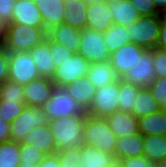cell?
<instances>
[{
    "mask_svg": "<svg viewBox=\"0 0 166 167\" xmlns=\"http://www.w3.org/2000/svg\"><path fill=\"white\" fill-rule=\"evenodd\" d=\"M86 115H70L49 122L56 153L59 150L80 148L84 144Z\"/></svg>",
    "mask_w": 166,
    "mask_h": 167,
    "instance_id": "6da1fadb",
    "label": "cell"
},
{
    "mask_svg": "<svg viewBox=\"0 0 166 167\" xmlns=\"http://www.w3.org/2000/svg\"><path fill=\"white\" fill-rule=\"evenodd\" d=\"M46 38L43 27L7 24L2 46L8 52H30Z\"/></svg>",
    "mask_w": 166,
    "mask_h": 167,
    "instance_id": "7a4b0ae2",
    "label": "cell"
},
{
    "mask_svg": "<svg viewBox=\"0 0 166 167\" xmlns=\"http://www.w3.org/2000/svg\"><path fill=\"white\" fill-rule=\"evenodd\" d=\"M117 136L109 128L105 118L86 115L84 144L109 153L115 158Z\"/></svg>",
    "mask_w": 166,
    "mask_h": 167,
    "instance_id": "3957f363",
    "label": "cell"
},
{
    "mask_svg": "<svg viewBox=\"0 0 166 167\" xmlns=\"http://www.w3.org/2000/svg\"><path fill=\"white\" fill-rule=\"evenodd\" d=\"M42 110L49 122L70 115H87L86 111L63 86H54L51 96Z\"/></svg>",
    "mask_w": 166,
    "mask_h": 167,
    "instance_id": "277c9868",
    "label": "cell"
},
{
    "mask_svg": "<svg viewBox=\"0 0 166 167\" xmlns=\"http://www.w3.org/2000/svg\"><path fill=\"white\" fill-rule=\"evenodd\" d=\"M161 15L140 16L132 25L126 26L130 35V41L151 50L157 47L158 36L161 25Z\"/></svg>",
    "mask_w": 166,
    "mask_h": 167,
    "instance_id": "5b68a950",
    "label": "cell"
},
{
    "mask_svg": "<svg viewBox=\"0 0 166 167\" xmlns=\"http://www.w3.org/2000/svg\"><path fill=\"white\" fill-rule=\"evenodd\" d=\"M49 124L42 108L25 106L22 113L10 123L11 141L22 143L24 138L35 128Z\"/></svg>",
    "mask_w": 166,
    "mask_h": 167,
    "instance_id": "8992f818",
    "label": "cell"
},
{
    "mask_svg": "<svg viewBox=\"0 0 166 167\" xmlns=\"http://www.w3.org/2000/svg\"><path fill=\"white\" fill-rule=\"evenodd\" d=\"M120 79L96 89L93 102L86 113L92 117L106 118L118 111Z\"/></svg>",
    "mask_w": 166,
    "mask_h": 167,
    "instance_id": "52a82bcc",
    "label": "cell"
},
{
    "mask_svg": "<svg viewBox=\"0 0 166 167\" xmlns=\"http://www.w3.org/2000/svg\"><path fill=\"white\" fill-rule=\"evenodd\" d=\"M90 64L110 61L111 53L105 44L103 33L85 28L81 31L78 52Z\"/></svg>",
    "mask_w": 166,
    "mask_h": 167,
    "instance_id": "ba28073f",
    "label": "cell"
},
{
    "mask_svg": "<svg viewBox=\"0 0 166 167\" xmlns=\"http://www.w3.org/2000/svg\"><path fill=\"white\" fill-rule=\"evenodd\" d=\"M8 57L9 80L24 85L41 77L30 52H8Z\"/></svg>",
    "mask_w": 166,
    "mask_h": 167,
    "instance_id": "9c48e42d",
    "label": "cell"
},
{
    "mask_svg": "<svg viewBox=\"0 0 166 167\" xmlns=\"http://www.w3.org/2000/svg\"><path fill=\"white\" fill-rule=\"evenodd\" d=\"M90 63L79 53H74L71 59L60 63L55 69V74L51 79L55 86L65 87L69 83L81 80L86 77Z\"/></svg>",
    "mask_w": 166,
    "mask_h": 167,
    "instance_id": "30bf717a",
    "label": "cell"
},
{
    "mask_svg": "<svg viewBox=\"0 0 166 167\" xmlns=\"http://www.w3.org/2000/svg\"><path fill=\"white\" fill-rule=\"evenodd\" d=\"M153 63L152 49L145 50L132 69H129L121 79L141 88L149 87L156 79Z\"/></svg>",
    "mask_w": 166,
    "mask_h": 167,
    "instance_id": "8fae6325",
    "label": "cell"
},
{
    "mask_svg": "<svg viewBox=\"0 0 166 167\" xmlns=\"http://www.w3.org/2000/svg\"><path fill=\"white\" fill-rule=\"evenodd\" d=\"M146 49L130 42L111 53L110 63L116 74L122 78L136 64Z\"/></svg>",
    "mask_w": 166,
    "mask_h": 167,
    "instance_id": "7c38bea8",
    "label": "cell"
},
{
    "mask_svg": "<svg viewBox=\"0 0 166 167\" xmlns=\"http://www.w3.org/2000/svg\"><path fill=\"white\" fill-rule=\"evenodd\" d=\"M55 84L51 79L40 77L23 85L26 106L42 108L51 96Z\"/></svg>",
    "mask_w": 166,
    "mask_h": 167,
    "instance_id": "4fadbf2b",
    "label": "cell"
},
{
    "mask_svg": "<svg viewBox=\"0 0 166 167\" xmlns=\"http://www.w3.org/2000/svg\"><path fill=\"white\" fill-rule=\"evenodd\" d=\"M9 24L43 27V19L35 0H16Z\"/></svg>",
    "mask_w": 166,
    "mask_h": 167,
    "instance_id": "5bb4252c",
    "label": "cell"
},
{
    "mask_svg": "<svg viewBox=\"0 0 166 167\" xmlns=\"http://www.w3.org/2000/svg\"><path fill=\"white\" fill-rule=\"evenodd\" d=\"M46 32L64 23L65 2L63 0H35Z\"/></svg>",
    "mask_w": 166,
    "mask_h": 167,
    "instance_id": "9a60e30c",
    "label": "cell"
},
{
    "mask_svg": "<svg viewBox=\"0 0 166 167\" xmlns=\"http://www.w3.org/2000/svg\"><path fill=\"white\" fill-rule=\"evenodd\" d=\"M105 119L117 138L139 133L138 118L132 113L118 110Z\"/></svg>",
    "mask_w": 166,
    "mask_h": 167,
    "instance_id": "2e32d148",
    "label": "cell"
},
{
    "mask_svg": "<svg viewBox=\"0 0 166 167\" xmlns=\"http://www.w3.org/2000/svg\"><path fill=\"white\" fill-rule=\"evenodd\" d=\"M110 12L108 3L105 1L88 6L86 28L105 32L114 24Z\"/></svg>",
    "mask_w": 166,
    "mask_h": 167,
    "instance_id": "e0dca14e",
    "label": "cell"
},
{
    "mask_svg": "<svg viewBox=\"0 0 166 167\" xmlns=\"http://www.w3.org/2000/svg\"><path fill=\"white\" fill-rule=\"evenodd\" d=\"M80 29L67 24H60L47 32V37L52 41L65 46L73 53H77L81 42Z\"/></svg>",
    "mask_w": 166,
    "mask_h": 167,
    "instance_id": "ac0fdd59",
    "label": "cell"
},
{
    "mask_svg": "<svg viewBox=\"0 0 166 167\" xmlns=\"http://www.w3.org/2000/svg\"><path fill=\"white\" fill-rule=\"evenodd\" d=\"M33 61L37 66L41 77L52 79L55 74V66L50 55V39L47 37L30 51Z\"/></svg>",
    "mask_w": 166,
    "mask_h": 167,
    "instance_id": "d6986e66",
    "label": "cell"
},
{
    "mask_svg": "<svg viewBox=\"0 0 166 167\" xmlns=\"http://www.w3.org/2000/svg\"><path fill=\"white\" fill-rule=\"evenodd\" d=\"M21 144L34 146L45 155L56 153V145L49 124L35 127Z\"/></svg>",
    "mask_w": 166,
    "mask_h": 167,
    "instance_id": "ffe728a7",
    "label": "cell"
},
{
    "mask_svg": "<svg viewBox=\"0 0 166 167\" xmlns=\"http://www.w3.org/2000/svg\"><path fill=\"white\" fill-rule=\"evenodd\" d=\"M87 78L93 83L96 89L102 88L109 83L117 82L120 79L111 66L110 61L90 64Z\"/></svg>",
    "mask_w": 166,
    "mask_h": 167,
    "instance_id": "44dd1931",
    "label": "cell"
},
{
    "mask_svg": "<svg viewBox=\"0 0 166 167\" xmlns=\"http://www.w3.org/2000/svg\"><path fill=\"white\" fill-rule=\"evenodd\" d=\"M69 94L80 104V106L87 111L93 102L96 88L93 83L86 77L81 80L69 83L66 86Z\"/></svg>",
    "mask_w": 166,
    "mask_h": 167,
    "instance_id": "7402d4cb",
    "label": "cell"
},
{
    "mask_svg": "<svg viewBox=\"0 0 166 167\" xmlns=\"http://www.w3.org/2000/svg\"><path fill=\"white\" fill-rule=\"evenodd\" d=\"M143 134L138 133L126 137L117 138L115 146V158L123 159L143 155Z\"/></svg>",
    "mask_w": 166,
    "mask_h": 167,
    "instance_id": "603a6c76",
    "label": "cell"
},
{
    "mask_svg": "<svg viewBox=\"0 0 166 167\" xmlns=\"http://www.w3.org/2000/svg\"><path fill=\"white\" fill-rule=\"evenodd\" d=\"M108 6L114 24L126 27L132 25L140 18L139 12L135 9L130 0L109 3Z\"/></svg>",
    "mask_w": 166,
    "mask_h": 167,
    "instance_id": "cb8c5ba5",
    "label": "cell"
},
{
    "mask_svg": "<svg viewBox=\"0 0 166 167\" xmlns=\"http://www.w3.org/2000/svg\"><path fill=\"white\" fill-rule=\"evenodd\" d=\"M64 24L83 30L87 23L88 6L83 0H68L65 2Z\"/></svg>",
    "mask_w": 166,
    "mask_h": 167,
    "instance_id": "d4e9b609",
    "label": "cell"
},
{
    "mask_svg": "<svg viewBox=\"0 0 166 167\" xmlns=\"http://www.w3.org/2000/svg\"><path fill=\"white\" fill-rule=\"evenodd\" d=\"M145 156L152 164L166 160V136L143 135Z\"/></svg>",
    "mask_w": 166,
    "mask_h": 167,
    "instance_id": "484cf974",
    "label": "cell"
},
{
    "mask_svg": "<svg viewBox=\"0 0 166 167\" xmlns=\"http://www.w3.org/2000/svg\"><path fill=\"white\" fill-rule=\"evenodd\" d=\"M114 156L107 152L83 144L80 147V167H107Z\"/></svg>",
    "mask_w": 166,
    "mask_h": 167,
    "instance_id": "4316f807",
    "label": "cell"
},
{
    "mask_svg": "<svg viewBox=\"0 0 166 167\" xmlns=\"http://www.w3.org/2000/svg\"><path fill=\"white\" fill-rule=\"evenodd\" d=\"M139 133L166 136V113L159 112L138 119Z\"/></svg>",
    "mask_w": 166,
    "mask_h": 167,
    "instance_id": "83f0119b",
    "label": "cell"
},
{
    "mask_svg": "<svg viewBox=\"0 0 166 167\" xmlns=\"http://www.w3.org/2000/svg\"><path fill=\"white\" fill-rule=\"evenodd\" d=\"M161 107L154 100L148 87L141 88L133 106L132 114L138 119L156 112H159Z\"/></svg>",
    "mask_w": 166,
    "mask_h": 167,
    "instance_id": "f1b7e54d",
    "label": "cell"
},
{
    "mask_svg": "<svg viewBox=\"0 0 166 167\" xmlns=\"http://www.w3.org/2000/svg\"><path fill=\"white\" fill-rule=\"evenodd\" d=\"M103 37L110 53L131 42L126 27L118 24H113L108 30L103 32Z\"/></svg>",
    "mask_w": 166,
    "mask_h": 167,
    "instance_id": "f546056e",
    "label": "cell"
},
{
    "mask_svg": "<svg viewBox=\"0 0 166 167\" xmlns=\"http://www.w3.org/2000/svg\"><path fill=\"white\" fill-rule=\"evenodd\" d=\"M141 87L136 84L126 82L120 78V95H119V104L118 110L123 112H133V106L136 101V98L139 94Z\"/></svg>",
    "mask_w": 166,
    "mask_h": 167,
    "instance_id": "4dcf8cb0",
    "label": "cell"
},
{
    "mask_svg": "<svg viewBox=\"0 0 166 167\" xmlns=\"http://www.w3.org/2000/svg\"><path fill=\"white\" fill-rule=\"evenodd\" d=\"M19 151L20 143L14 141L0 143V167H18L21 163Z\"/></svg>",
    "mask_w": 166,
    "mask_h": 167,
    "instance_id": "1f68e13d",
    "label": "cell"
},
{
    "mask_svg": "<svg viewBox=\"0 0 166 167\" xmlns=\"http://www.w3.org/2000/svg\"><path fill=\"white\" fill-rule=\"evenodd\" d=\"M0 101H12L19 104H26L23 85L7 79L0 85Z\"/></svg>",
    "mask_w": 166,
    "mask_h": 167,
    "instance_id": "d6a6232c",
    "label": "cell"
},
{
    "mask_svg": "<svg viewBox=\"0 0 166 167\" xmlns=\"http://www.w3.org/2000/svg\"><path fill=\"white\" fill-rule=\"evenodd\" d=\"M25 106L26 104H19L12 101H0V118L11 123L22 113Z\"/></svg>",
    "mask_w": 166,
    "mask_h": 167,
    "instance_id": "836d02e7",
    "label": "cell"
},
{
    "mask_svg": "<svg viewBox=\"0 0 166 167\" xmlns=\"http://www.w3.org/2000/svg\"><path fill=\"white\" fill-rule=\"evenodd\" d=\"M44 156L45 154L36 147L20 143L19 157L21 158V163L39 164Z\"/></svg>",
    "mask_w": 166,
    "mask_h": 167,
    "instance_id": "e575fe53",
    "label": "cell"
},
{
    "mask_svg": "<svg viewBox=\"0 0 166 167\" xmlns=\"http://www.w3.org/2000/svg\"><path fill=\"white\" fill-rule=\"evenodd\" d=\"M61 167H80V148H71L57 151Z\"/></svg>",
    "mask_w": 166,
    "mask_h": 167,
    "instance_id": "d590c367",
    "label": "cell"
},
{
    "mask_svg": "<svg viewBox=\"0 0 166 167\" xmlns=\"http://www.w3.org/2000/svg\"><path fill=\"white\" fill-rule=\"evenodd\" d=\"M153 65L156 78H166V50L155 47L152 49Z\"/></svg>",
    "mask_w": 166,
    "mask_h": 167,
    "instance_id": "8d00e7d4",
    "label": "cell"
},
{
    "mask_svg": "<svg viewBox=\"0 0 166 167\" xmlns=\"http://www.w3.org/2000/svg\"><path fill=\"white\" fill-rule=\"evenodd\" d=\"M50 55L53 57L55 68H58L60 63L65 62L67 59H71L74 53L65 46L50 40Z\"/></svg>",
    "mask_w": 166,
    "mask_h": 167,
    "instance_id": "74e56055",
    "label": "cell"
},
{
    "mask_svg": "<svg viewBox=\"0 0 166 167\" xmlns=\"http://www.w3.org/2000/svg\"><path fill=\"white\" fill-rule=\"evenodd\" d=\"M148 88L154 100L162 108L166 104V78H156Z\"/></svg>",
    "mask_w": 166,
    "mask_h": 167,
    "instance_id": "f35d334b",
    "label": "cell"
},
{
    "mask_svg": "<svg viewBox=\"0 0 166 167\" xmlns=\"http://www.w3.org/2000/svg\"><path fill=\"white\" fill-rule=\"evenodd\" d=\"M140 16L161 15L153 0H130Z\"/></svg>",
    "mask_w": 166,
    "mask_h": 167,
    "instance_id": "ab89813d",
    "label": "cell"
},
{
    "mask_svg": "<svg viewBox=\"0 0 166 167\" xmlns=\"http://www.w3.org/2000/svg\"><path fill=\"white\" fill-rule=\"evenodd\" d=\"M16 0H0V19L9 24L13 16Z\"/></svg>",
    "mask_w": 166,
    "mask_h": 167,
    "instance_id": "60d3db41",
    "label": "cell"
},
{
    "mask_svg": "<svg viewBox=\"0 0 166 167\" xmlns=\"http://www.w3.org/2000/svg\"><path fill=\"white\" fill-rule=\"evenodd\" d=\"M9 78V57L8 51L0 46V85Z\"/></svg>",
    "mask_w": 166,
    "mask_h": 167,
    "instance_id": "b9f144b4",
    "label": "cell"
},
{
    "mask_svg": "<svg viewBox=\"0 0 166 167\" xmlns=\"http://www.w3.org/2000/svg\"><path fill=\"white\" fill-rule=\"evenodd\" d=\"M123 167H154L145 156H135L129 158L120 159Z\"/></svg>",
    "mask_w": 166,
    "mask_h": 167,
    "instance_id": "7bdbcfd3",
    "label": "cell"
},
{
    "mask_svg": "<svg viewBox=\"0 0 166 167\" xmlns=\"http://www.w3.org/2000/svg\"><path fill=\"white\" fill-rule=\"evenodd\" d=\"M39 167H61L58 154L45 155L39 163Z\"/></svg>",
    "mask_w": 166,
    "mask_h": 167,
    "instance_id": "ee69618b",
    "label": "cell"
},
{
    "mask_svg": "<svg viewBox=\"0 0 166 167\" xmlns=\"http://www.w3.org/2000/svg\"><path fill=\"white\" fill-rule=\"evenodd\" d=\"M157 47L166 50V15L162 16Z\"/></svg>",
    "mask_w": 166,
    "mask_h": 167,
    "instance_id": "f6af8a7d",
    "label": "cell"
},
{
    "mask_svg": "<svg viewBox=\"0 0 166 167\" xmlns=\"http://www.w3.org/2000/svg\"><path fill=\"white\" fill-rule=\"evenodd\" d=\"M11 141L10 123L0 118V143Z\"/></svg>",
    "mask_w": 166,
    "mask_h": 167,
    "instance_id": "bcb514c9",
    "label": "cell"
},
{
    "mask_svg": "<svg viewBox=\"0 0 166 167\" xmlns=\"http://www.w3.org/2000/svg\"><path fill=\"white\" fill-rule=\"evenodd\" d=\"M156 9L161 13L166 15V0H153Z\"/></svg>",
    "mask_w": 166,
    "mask_h": 167,
    "instance_id": "7dc6e473",
    "label": "cell"
},
{
    "mask_svg": "<svg viewBox=\"0 0 166 167\" xmlns=\"http://www.w3.org/2000/svg\"><path fill=\"white\" fill-rule=\"evenodd\" d=\"M7 24L0 19V46L3 44Z\"/></svg>",
    "mask_w": 166,
    "mask_h": 167,
    "instance_id": "c3c4849f",
    "label": "cell"
},
{
    "mask_svg": "<svg viewBox=\"0 0 166 167\" xmlns=\"http://www.w3.org/2000/svg\"><path fill=\"white\" fill-rule=\"evenodd\" d=\"M107 167H123L121 160L113 158Z\"/></svg>",
    "mask_w": 166,
    "mask_h": 167,
    "instance_id": "681fc988",
    "label": "cell"
},
{
    "mask_svg": "<svg viewBox=\"0 0 166 167\" xmlns=\"http://www.w3.org/2000/svg\"><path fill=\"white\" fill-rule=\"evenodd\" d=\"M18 167H39V164H34V163H20Z\"/></svg>",
    "mask_w": 166,
    "mask_h": 167,
    "instance_id": "f907efd6",
    "label": "cell"
},
{
    "mask_svg": "<svg viewBox=\"0 0 166 167\" xmlns=\"http://www.w3.org/2000/svg\"><path fill=\"white\" fill-rule=\"evenodd\" d=\"M83 1L87 4V6H90V5H93L97 2L104 1V0H83Z\"/></svg>",
    "mask_w": 166,
    "mask_h": 167,
    "instance_id": "816d5d0a",
    "label": "cell"
},
{
    "mask_svg": "<svg viewBox=\"0 0 166 167\" xmlns=\"http://www.w3.org/2000/svg\"><path fill=\"white\" fill-rule=\"evenodd\" d=\"M154 167H166V160H163L161 162L155 163Z\"/></svg>",
    "mask_w": 166,
    "mask_h": 167,
    "instance_id": "f5cc1de1",
    "label": "cell"
},
{
    "mask_svg": "<svg viewBox=\"0 0 166 167\" xmlns=\"http://www.w3.org/2000/svg\"><path fill=\"white\" fill-rule=\"evenodd\" d=\"M105 2L109 3H113V2H121L123 0H104Z\"/></svg>",
    "mask_w": 166,
    "mask_h": 167,
    "instance_id": "db71d44e",
    "label": "cell"
},
{
    "mask_svg": "<svg viewBox=\"0 0 166 167\" xmlns=\"http://www.w3.org/2000/svg\"><path fill=\"white\" fill-rule=\"evenodd\" d=\"M161 110H166V104L162 106Z\"/></svg>",
    "mask_w": 166,
    "mask_h": 167,
    "instance_id": "11a10c76",
    "label": "cell"
}]
</instances>
